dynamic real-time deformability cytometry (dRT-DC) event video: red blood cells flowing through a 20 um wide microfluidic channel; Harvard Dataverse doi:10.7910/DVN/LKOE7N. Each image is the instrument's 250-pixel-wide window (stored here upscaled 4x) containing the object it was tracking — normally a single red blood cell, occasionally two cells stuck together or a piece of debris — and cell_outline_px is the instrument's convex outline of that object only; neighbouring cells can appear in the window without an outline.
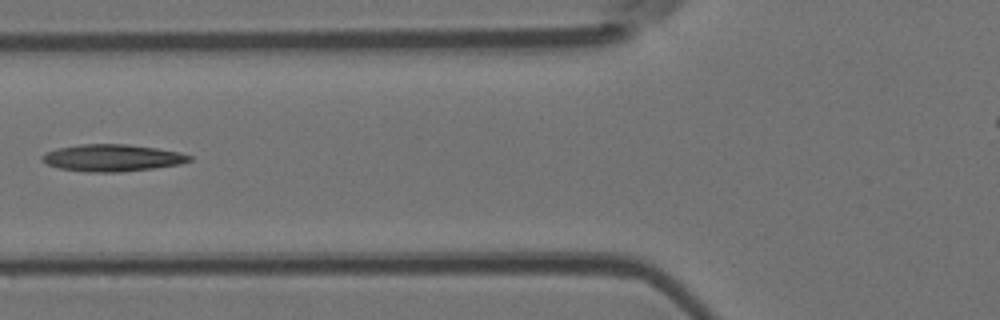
{"species": "Egyptian fruit bat (a non-hibernating species)", "species_latin": "Rousettus aegyptiacus", "temperature_condition": "room temperature", "stored_images_in_passage": 7, "camera_frame_rate_fps": 3000, "um_per_image_px": 0.085, "animal": {"sex": "female"}, "frame": {"image": 1, "passage_image": 6, "time_ms": 6.0, "image_size_px": [1000, 320], "cell_outline_px": [[192, 160], [180, 164], [152, 168], [120, 172], [84, 172], [60, 168], [48, 164], [40, 160], [40, 156], [56, 148], [80, 144], [128, 144], [156, 148], [180, 152], [192, 156]], "centroid_in_image_um": [9.53, 13.41], "position_along_channel_um": 116.3, "area_um2": 23.18}}
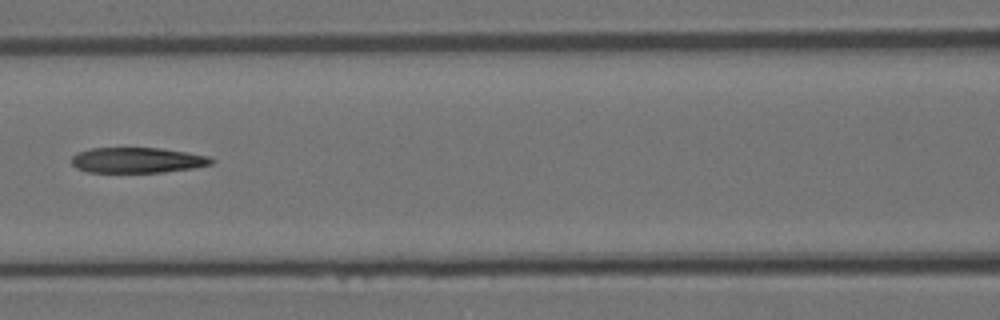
{"frame": {"image": 2, "passage_image": 7, "time_ms": 7.0, "image_size_px": [1000, 320], "cell_outline_px": [[216, 160], [212, 164], [192, 168], [164, 172], [88, 172], [76, 168], [72, 164], [72, 156], [76, 152], [92, 148], [160, 148], [188, 152], [208, 156]], "centroid_in_image_um": [11.67, 13.61], "position_along_channel_um": 154.9, "area_um2": 20.81}}